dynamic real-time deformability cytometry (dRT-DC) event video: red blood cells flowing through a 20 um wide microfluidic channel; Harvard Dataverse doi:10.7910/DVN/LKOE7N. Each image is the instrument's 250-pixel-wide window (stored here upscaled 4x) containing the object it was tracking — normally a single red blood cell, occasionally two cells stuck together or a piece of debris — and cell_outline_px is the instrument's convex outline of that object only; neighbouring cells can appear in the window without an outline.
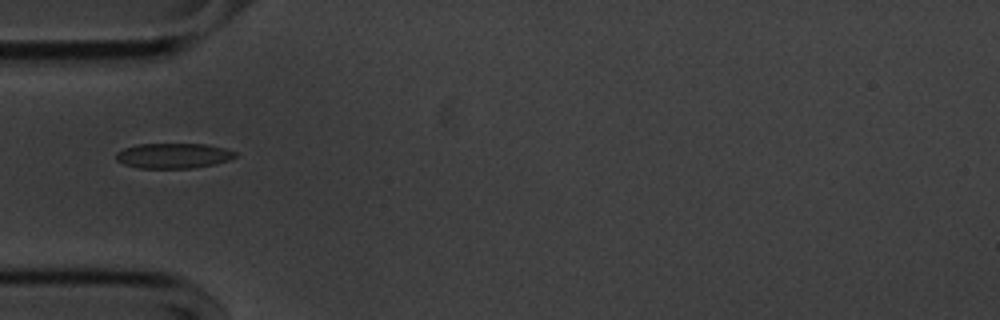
{"species": "common noctule bat (a hibernating species)", "species_latin": "Nyctalus noctula", "temperature_condition": "cold", "stored_images_in_passage": 35, "camera_frame_rate_fps": 3000, "um_per_image_px": 0.085, "animal": {"sex": "male", "body_mass_g": 20.1, "forearm_length_mm": 53.5}, "frame": {"image": 1, "passage_image": 1, "time_ms": 0.0, "image_size_px": [1000, 320], "cell_outline_px": [[236, 156], [228, 160], [216, 164], [192, 168], [140, 168], [124, 164], [116, 160], [116, 152], [124, 148], [136, 144], [204, 144], [224, 148], [236, 152]], "centroid_in_image_um": [14.72, 13.23], "position_along_channel_um": 70.3, "area_um2": 17.46}}
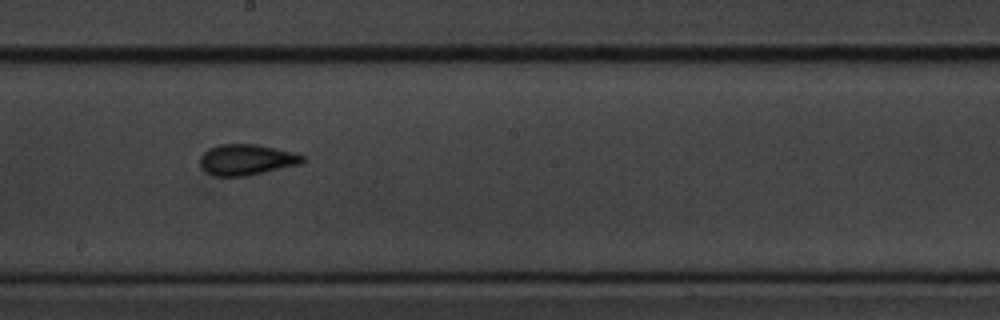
{"frame": {"image": 2, "passage_image": 14, "time_ms": 4.333, "image_size_px": [1000, 320], "cell_outline_px": [[304, 160], [300, 164], [264, 172], [244, 176], [216, 176], [208, 172], [200, 164], [200, 156], [208, 148], [220, 144], [256, 144], [292, 152], [304, 156]], "centroid_in_image_um": [20.94, 13.56], "position_along_channel_um": 227.3, "area_um2": 18.15}}
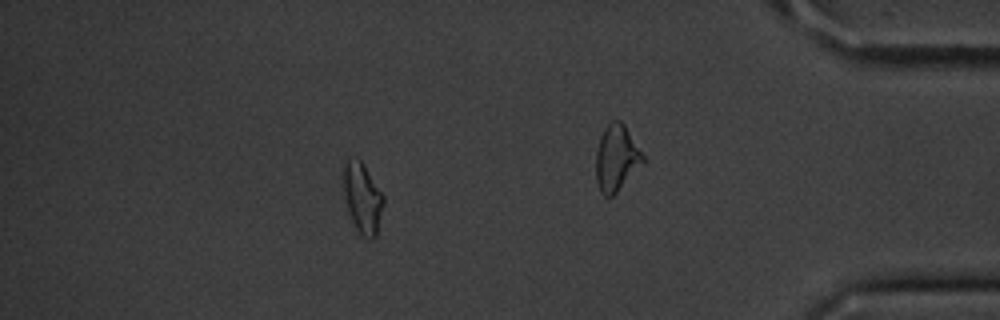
{"frame": {"image": 3, "passage_image": 28, "time_ms": 9.0, "image_size_px": [1000, 320], "cell_outline_px": [[384, 204], [376, 236], [372, 240], [368, 240], [356, 228], [344, 212], [340, 176], [344, 160], [348, 156], [356, 156], [364, 164], [384, 196]], "centroid_in_image_um": [30.7, 16.77], "position_along_channel_um": 404.5, "area_um2": 17.8}, "authors_computed_cell_mechanics": {"area_um2": 17.629, "velocity_mm_per_s": 3.5988, "shape_relaxation_time_tau1_ms": 2.8097, "shape_relaxation_time_tau2_ms": 1.2769, "deformation_change_tau1": 0.1143, "deformation_change_tau2": 0.0728}}